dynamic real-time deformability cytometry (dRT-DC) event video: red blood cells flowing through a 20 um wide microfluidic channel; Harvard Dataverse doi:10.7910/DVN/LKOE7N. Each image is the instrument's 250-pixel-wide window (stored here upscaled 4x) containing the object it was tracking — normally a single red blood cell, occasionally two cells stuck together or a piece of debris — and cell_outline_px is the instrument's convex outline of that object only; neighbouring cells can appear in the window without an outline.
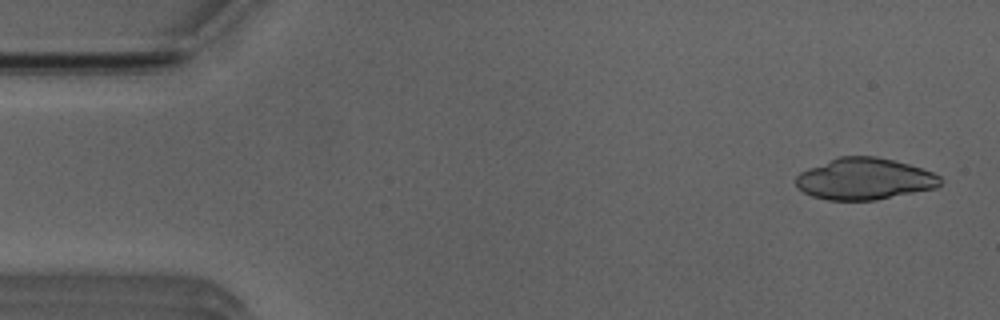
{"species": "Egyptian fruit bat (a non-hibernating species)", "species_latin": "Rousettus aegyptiacus", "temperature_condition": "room temperature", "stored_images_in_passage": 50, "camera_frame_rate_fps": 3000, "um_per_image_px": 0.085, "animal": {"sex": "male"}, "frame": {"image": 1, "passage_image": 2, "time_ms": 0.333, "image_size_px": [1000, 320], "cell_outline_px": [[940, 184], [936, 188], [876, 200], [828, 200], [812, 196], [804, 192], [796, 184], [796, 176], [800, 172], [808, 168], [840, 156], [876, 156], [908, 164], [932, 172], [940, 176]], "centroid_in_image_um": [73.47, 15.21], "position_along_channel_um": 11.5, "area_um2": 34.74}}
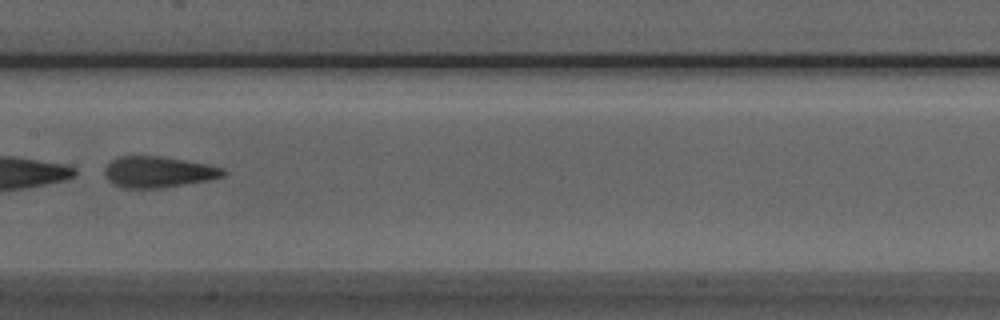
{"frame": {"image": 2, "passage_image": 25, "time_ms": 8.0, "image_size_px": [1000, 320], "cell_outline_px": [[228, 172], [224, 176], [208, 180], [164, 188], [124, 188], [112, 184], [108, 180], [104, 172], [104, 168], [112, 160], [120, 156], [160, 156], [184, 160], [224, 168]], "centroid_in_image_um": [13.44, 14.63], "position_along_channel_um": 194.0, "area_um2": 21.5}}